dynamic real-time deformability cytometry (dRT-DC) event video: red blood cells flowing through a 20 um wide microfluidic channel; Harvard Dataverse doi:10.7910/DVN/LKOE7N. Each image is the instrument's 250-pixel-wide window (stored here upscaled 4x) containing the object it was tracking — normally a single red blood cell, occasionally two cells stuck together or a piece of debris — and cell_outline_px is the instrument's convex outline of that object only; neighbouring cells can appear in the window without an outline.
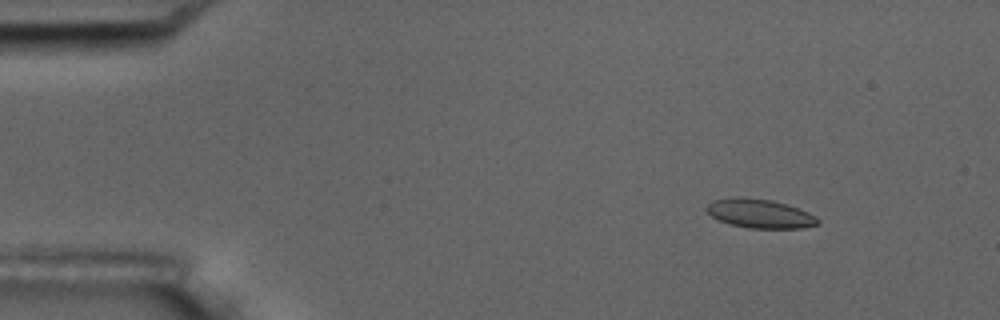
{"species": "common noctule bat (a hibernating species)", "species_latin": "Nyctalus noctula", "temperature_condition": "room temperature", "stored_images_in_passage": 5, "camera_frame_rate_fps": 3000, "um_per_image_px": 0.085, "animal": {"sex": "male", "body_mass_g": 17.5, "forearm_length_mm": 52.3}, "frame": {"image": 1, "passage_image": 2, "time_ms": 1.333, "image_size_px": [1000, 320], "cell_outline_px": [[820, 224], [804, 228], [748, 228], [732, 224], [720, 220], [712, 216], [704, 208], [712, 200], [736, 196], [740, 196], [772, 200], [800, 208], [816, 216], [820, 220]], "centroid_in_image_um": [64.61, 18.14], "position_along_channel_um": 20.4, "area_um2": 18.96}}
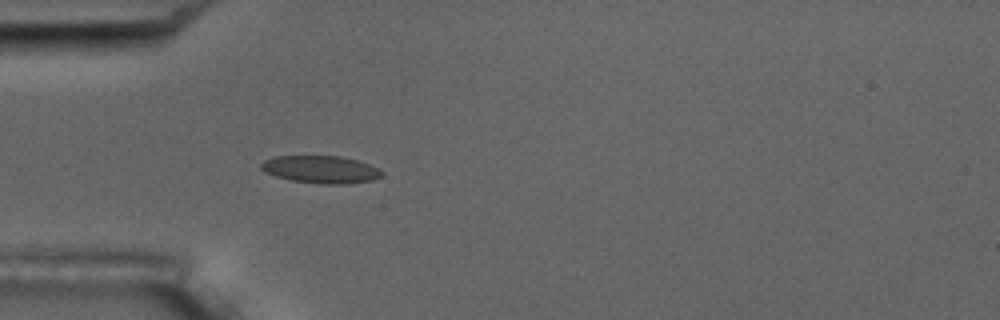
{"frame": {"image": 2, "passage_image": 5, "time_ms": 4.667, "image_size_px": [1000, 320], "cell_outline_px": [[384, 172], [380, 176], [372, 180], [344, 184], [320, 184], [292, 180], [276, 176], [264, 172], [260, 168], [260, 164], [264, 160], [276, 156], [340, 156], [356, 160], [380, 168]], "centroid_in_image_um": [27.26, 14.4], "position_along_channel_um": 57.7, "area_um2": 19.31}}